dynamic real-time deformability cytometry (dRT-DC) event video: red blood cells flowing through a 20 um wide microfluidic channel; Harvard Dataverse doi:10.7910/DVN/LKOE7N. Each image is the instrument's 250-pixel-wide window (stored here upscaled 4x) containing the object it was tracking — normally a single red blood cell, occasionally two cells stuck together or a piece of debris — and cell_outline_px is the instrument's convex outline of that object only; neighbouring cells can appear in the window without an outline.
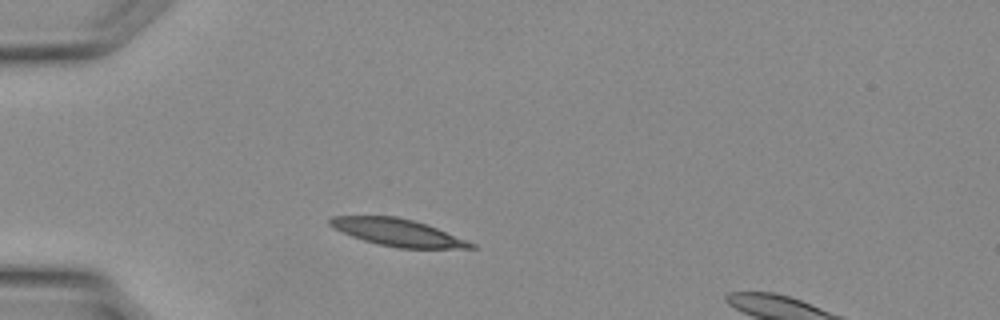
{"species": "Egyptian fruit bat (a non-hibernating species)", "species_latin": "Rousettus aegyptiacus", "temperature_condition": "warm", "stored_images_in_passage": 27, "segment_of_instrument_passage": [1, 2], "camera_frame_rate_fps": 3000, "um_per_image_px": 0.085, "animal": {"sex": "female"}, "frame": {"image": 1, "passage_image": 1, "time_ms": 0.0, "image_size_px": [1000, 320], "cell_outline_px": [[476, 248], [400, 248], [380, 244], [364, 240], [352, 236], [328, 224], [328, 220], [332, 216], [396, 216], [428, 224], [476, 244]], "centroid_in_image_um": [33.83, 19.75], "position_along_channel_um": 51.2, "area_um2": 22.02}}
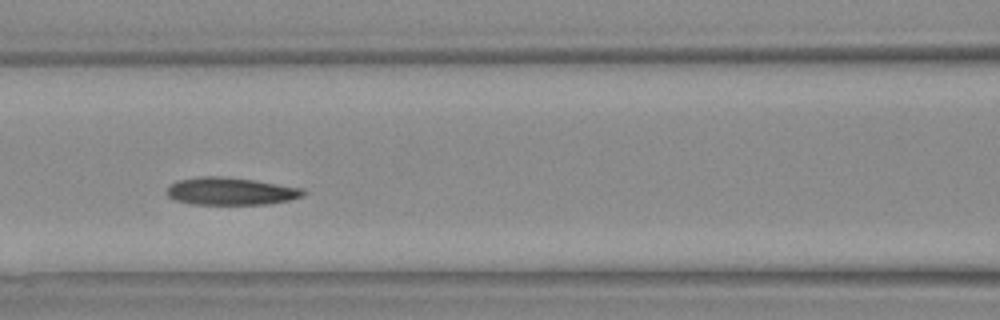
{"frame": {"image": 2, "passage_image": 7, "time_ms": 2.0, "image_size_px": [1000, 320], "cell_outline_px": [[308, 192], [304, 196], [288, 200], [268, 204], [192, 204], [176, 200], [168, 196], [168, 184], [176, 180], [196, 176], [220, 176], [252, 180], [304, 188]], "centroid_in_image_um": [19.61, 16.25], "position_along_channel_um": 147.0, "area_um2": 21.96}}
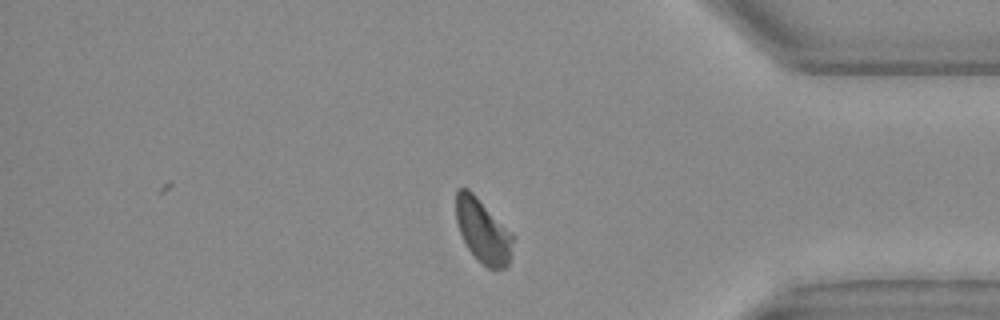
{"frame": {"image": 3, "passage_image": 21, "time_ms": 6.667, "image_size_px": [1000, 320], "cell_outline_px": [[516, 236], [508, 268], [488, 268], [468, 248], [460, 232], [456, 220], [456, 192], [460, 188], [468, 188]], "centroid_in_image_um": [41.09, 19.63], "position_along_channel_um": 394.1, "area_um2": 21.1}}